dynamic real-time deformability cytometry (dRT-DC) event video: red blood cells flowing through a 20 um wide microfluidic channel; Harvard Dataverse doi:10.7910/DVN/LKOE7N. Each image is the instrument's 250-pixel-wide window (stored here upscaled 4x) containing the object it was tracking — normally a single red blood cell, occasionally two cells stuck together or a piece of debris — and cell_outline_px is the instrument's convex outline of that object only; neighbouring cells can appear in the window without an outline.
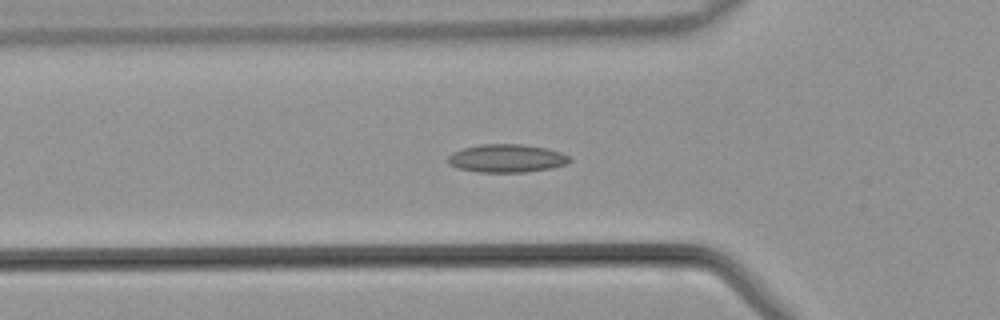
{"species": "common noctule bat (a hibernating species)", "species_latin": "Nyctalus noctula", "temperature_condition": "warm", "stored_images_in_passage": 28, "camera_frame_rate_fps": 3000, "um_per_image_px": 0.085, "animal": {"sex": "male", "body_mass_g": 21.5, "forearm_length_mm": 52.0}, "frame": {"image": 1, "passage_image": 7, "time_ms": 2.0, "image_size_px": [1000, 320], "cell_outline_px": [[572, 160], [568, 164], [552, 168], [524, 172], [480, 172], [456, 168], [448, 164], [448, 156], [452, 152], [464, 148], [480, 144], [524, 144], [548, 148], [560, 152], [568, 156]], "centroid_in_image_um": [43.08, 13.45], "position_along_channel_um": 82.7, "area_um2": 20.11}}
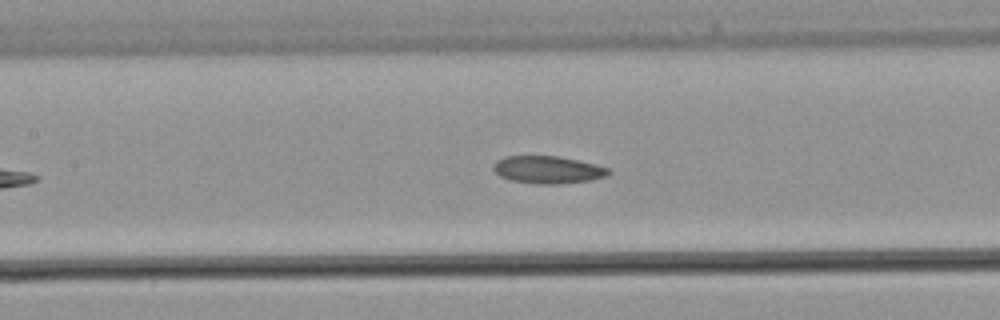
{"frame": {"image": 2, "passage_image": 12, "time_ms": 3.667, "image_size_px": [1000, 320], "cell_outline_px": [[612, 172], [608, 176], [592, 180], [560, 184], [536, 184], [512, 180], [500, 176], [492, 168], [496, 160], [508, 156], [560, 156], [596, 164], [608, 168]], "centroid_in_image_um": [46.61, 14.43], "position_along_channel_um": 160.8, "area_um2": 18.55}}
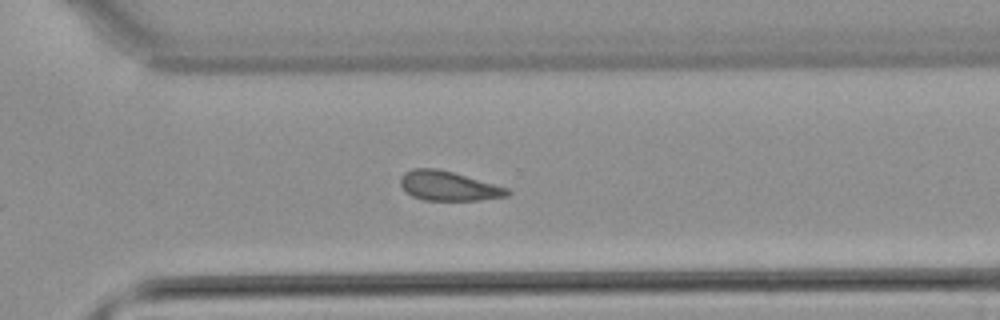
{"frame": {"image": 3, "passage_image": 23, "time_ms": 7.333, "image_size_px": [1000, 320], "cell_outline_px": [[512, 192], [508, 196], [480, 200], [424, 200], [412, 196], [404, 192], [400, 184], [400, 176], [404, 172], [412, 168], [436, 168], [452, 172], [508, 188]], "centroid_in_image_um": [38.08, 15.81], "position_along_channel_um": 332.5, "area_um2": 18.44}}